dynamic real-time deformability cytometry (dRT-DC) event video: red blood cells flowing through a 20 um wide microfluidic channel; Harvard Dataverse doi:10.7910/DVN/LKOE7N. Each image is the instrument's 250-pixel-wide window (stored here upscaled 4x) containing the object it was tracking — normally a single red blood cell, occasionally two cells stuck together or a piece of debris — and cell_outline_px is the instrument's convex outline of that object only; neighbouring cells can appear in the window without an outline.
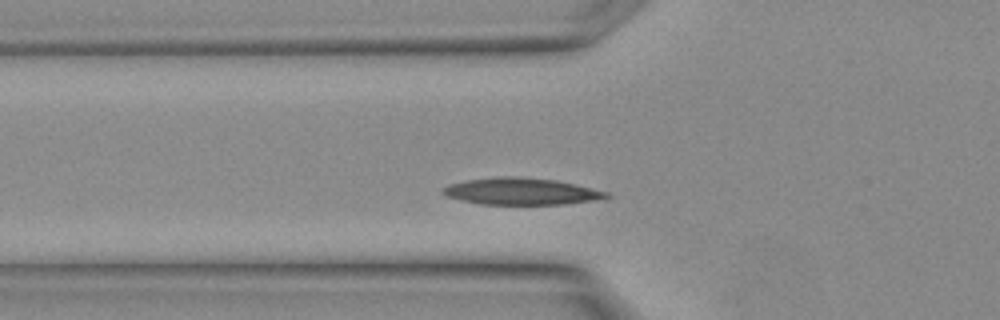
{"species": "Egyptian fruit bat (a non-hibernating species)", "species_latin": "Rousettus aegyptiacus", "temperature_condition": "warm", "stored_images_in_passage": 24, "camera_frame_rate_fps": 3000, "um_per_image_px": 0.085, "animal": {"sex": "female"}, "frame": {"image": 1, "passage_image": 4, "time_ms": 1.0, "image_size_px": [1000, 320], "cell_outline_px": [[612, 196], [592, 200], [564, 204], [480, 204], [448, 196], [440, 192], [448, 184], [468, 180], [500, 176], [520, 176], [556, 180], [576, 184], [608, 192]], "centroid_in_image_um": [44.31, 16.25], "position_along_channel_um": 81.5, "area_um2": 25.32}}